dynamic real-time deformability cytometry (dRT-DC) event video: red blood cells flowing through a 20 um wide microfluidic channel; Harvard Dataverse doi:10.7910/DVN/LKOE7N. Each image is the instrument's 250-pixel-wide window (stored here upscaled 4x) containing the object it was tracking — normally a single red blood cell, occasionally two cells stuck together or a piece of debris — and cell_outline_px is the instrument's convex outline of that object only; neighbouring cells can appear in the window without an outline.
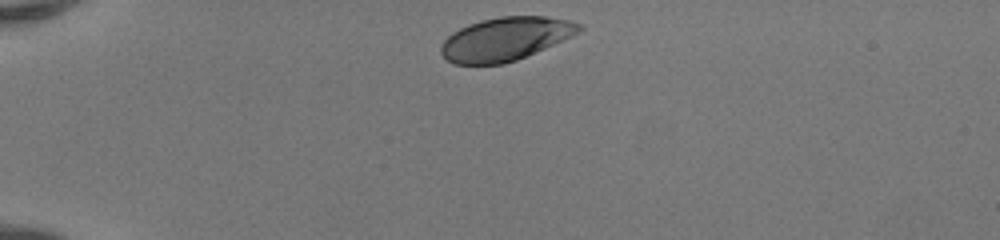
{"species": "human", "species_latin": "Homo sapiens", "temperature_condition": "room temperature", "stored_images_in_passage": 33, "camera_frame_rate_fps": 3000, "um_per_image_px": 0.085, "donor": {"sex": "female"}, "frame": {"image": 1, "passage_image": 1, "time_ms": 0.0, "image_size_px": [1000, 240], "cell_outline_px": [[584, 28], [544, 48], [516, 60], [504, 64], [452, 64], [440, 52], [440, 44], [452, 32], [468, 24], [480, 20], [500, 16], [544, 16], [568, 20], [580, 24]], "centroid_in_image_um": [42.88, 3.3], "position_along_channel_um": 42.1, "area_um2": 34.45}}
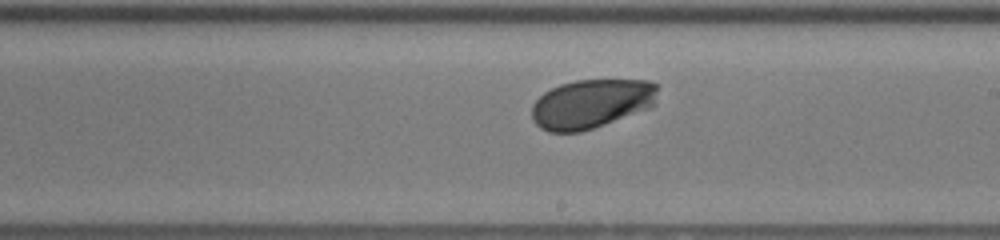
{"frame": {"image": 2, "passage_image": 19, "time_ms": 6.0, "image_size_px": [1000, 240], "cell_outline_px": [[660, 84], [656, 104], [652, 108], [580, 132], [548, 132], [540, 128], [532, 120], [532, 104], [544, 92], [560, 84], [576, 80], [648, 80]], "centroid_in_image_um": [50.32, 8.81], "position_along_channel_um": 238.7, "area_um2": 36.53}}
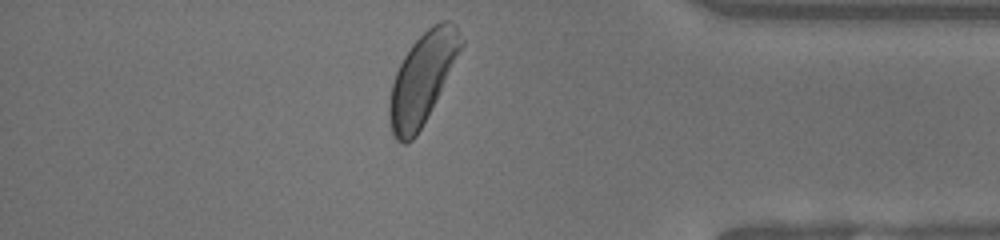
{"frame": {"image": 3, "passage_image": 32, "time_ms": 10.333, "image_size_px": [1000, 240], "cell_outline_px": [[464, 44], [416, 136], [408, 144], [404, 144], [396, 140], [392, 132], [388, 116], [388, 104], [392, 84], [396, 72], [404, 56], [412, 44], [432, 24], [440, 20], [448, 20], [456, 28], [464, 40]], "centroid_in_image_um": [35.87, 6.66], "position_along_channel_um": 399.3, "area_um2": 36.93}, "authors_computed_cell_mechanics": {"area_um2": 36.5296, "velocity_mm_per_s": 4.1471, "shape_relaxation_time_tau1_ms": 1.5659, "shape_relaxation_time_tau2_ms": null, "deformation_change_tau1": 0.1209, "deformation_change_tau2": null}}